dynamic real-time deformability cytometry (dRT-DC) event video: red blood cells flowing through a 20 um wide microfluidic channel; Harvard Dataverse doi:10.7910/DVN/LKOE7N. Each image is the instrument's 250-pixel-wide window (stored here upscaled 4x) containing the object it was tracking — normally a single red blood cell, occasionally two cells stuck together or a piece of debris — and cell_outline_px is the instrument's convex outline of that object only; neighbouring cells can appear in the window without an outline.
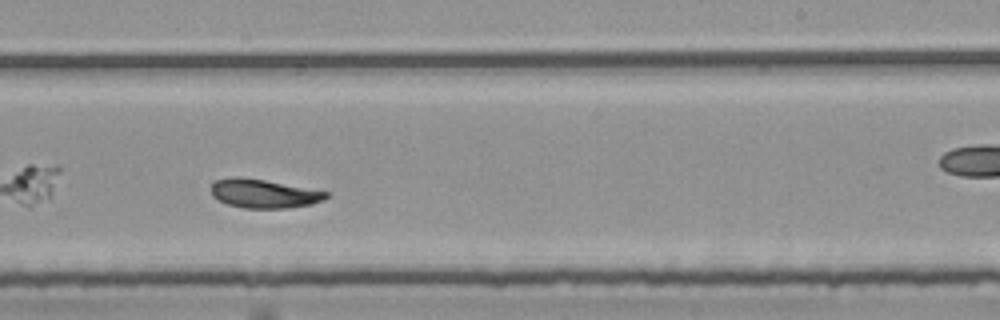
{"species": "common noctule bat (a hibernating species)", "species_latin": "Nyctalus noctula", "temperature_condition": "room temperature", "stored_images_in_passage": 31, "camera_frame_rate_fps": 3000, "um_per_image_px": 0.085, "animal": {"sex": "female", "body_mass_g": 25.1}, "frame": {"image": 1, "passage_image": 18, "time_ms": 5.667, "image_size_px": [1000, 320], "cell_outline_px": [[332, 196], [324, 200], [312, 204], [288, 208], [244, 208], [228, 204], [212, 196], [212, 184], [216, 180], [236, 176], [264, 180], [328, 192]], "centroid_in_image_um": [22.46, 16.46], "position_along_channel_um": 266.5, "area_um2": 19.13}}
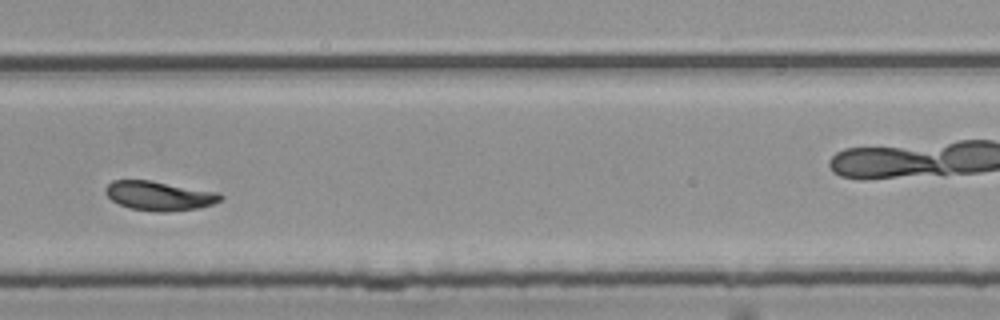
{"frame": {"image": 2, "passage_image": 22, "time_ms": 7.0, "image_size_px": [1000, 320], "cell_outline_px": [[224, 200], [212, 204], [196, 208], [168, 212], [156, 212], [128, 208], [112, 200], [104, 192], [104, 188], [112, 180], [148, 180], [220, 192], [224, 196]], "centroid_in_image_um": [13.55, 16.64], "position_along_channel_um": 316.2, "area_um2": 19.77}, "authors_computed_cell_mechanics": {"area_um2": 19.4208, "velocity_mm_per_s": 3.7428, "shape_relaxation_time_tau1_ms": 7.3912, "shape_relaxation_time_tau2_ms": 4.3688, "deformation_change_tau1": 0.162, "deformation_change_tau2": 0.0672}}